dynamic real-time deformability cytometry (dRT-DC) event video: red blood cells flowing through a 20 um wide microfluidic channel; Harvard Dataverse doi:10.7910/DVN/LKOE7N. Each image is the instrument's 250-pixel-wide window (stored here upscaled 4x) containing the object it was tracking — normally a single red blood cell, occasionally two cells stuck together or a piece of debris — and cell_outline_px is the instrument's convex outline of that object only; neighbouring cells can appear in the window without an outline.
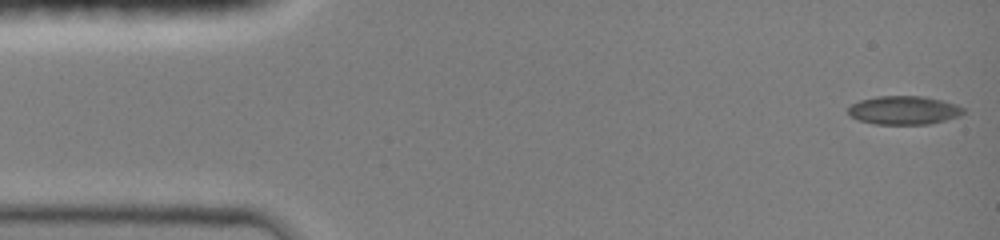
{"species": "common noctule bat (a hibernating species)", "species_latin": "Nyctalus noctula", "temperature_condition": "room temperature", "stored_images_in_passage": 5, "camera_frame_rate_fps": 3000, "um_per_image_px": 0.085, "animal": {"sex": "female", "body_mass_g": 19.0, "forearm_length_mm": 51.5}, "frame": {"image": 1, "passage_image": 1, "time_ms": 0.0, "image_size_px": [1000, 240], "cell_outline_px": [[964, 112], [960, 116], [928, 124], [876, 124], [860, 120], [852, 116], [848, 112], [848, 108], [852, 104], [860, 100], [876, 96], [924, 96], [944, 100], [956, 104], [964, 108]], "centroid_in_image_um": [76.86, 9.36], "position_along_channel_um": 8.1, "area_um2": 19.13}}
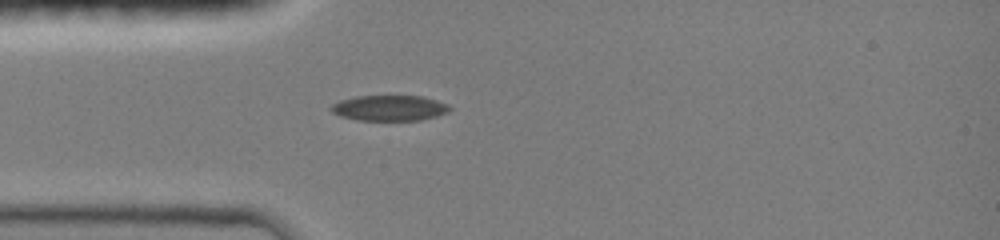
{"frame": {"image": 2, "passage_image": 5, "time_ms": 3.667, "image_size_px": [1000, 240], "cell_outline_px": [[452, 108], [448, 112], [436, 116], [420, 120], [356, 120], [340, 116], [332, 112], [328, 108], [332, 104], [340, 100], [356, 96], [424, 96], [448, 104]], "centroid_in_image_um": [33.09, 9.18], "position_along_channel_um": 51.9, "area_um2": 17.74}}